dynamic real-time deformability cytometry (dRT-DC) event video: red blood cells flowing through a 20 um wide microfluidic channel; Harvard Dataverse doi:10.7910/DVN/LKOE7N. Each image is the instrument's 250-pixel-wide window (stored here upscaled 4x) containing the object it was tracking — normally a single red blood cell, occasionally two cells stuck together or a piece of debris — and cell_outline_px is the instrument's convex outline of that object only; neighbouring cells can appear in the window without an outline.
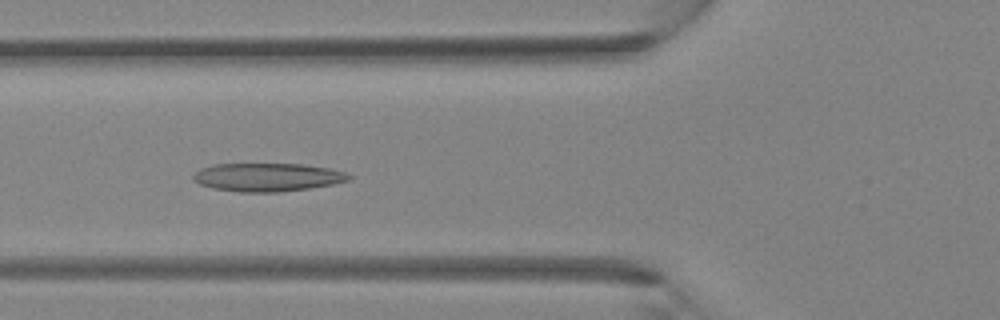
{"species": "Egyptian fruit bat (a non-hibernating species)", "species_latin": "Rousettus aegyptiacus", "temperature_condition": "room temperature", "stored_images_in_passage": 40, "camera_frame_rate_fps": 3000, "um_per_image_px": 0.085, "animal": {"sex": "female"}, "frame": {"image": 1, "passage_image": 15, "time_ms": 4.667, "image_size_px": [1000, 320], "cell_outline_px": [[352, 176], [348, 180], [332, 184], [308, 188], [280, 192], [240, 192], [212, 188], [200, 184], [192, 176], [200, 168], [212, 164], [304, 164], [328, 168], [344, 172]], "centroid_in_image_um": [22.71, 15.06], "position_along_channel_um": 103.1, "area_um2": 25.49}}
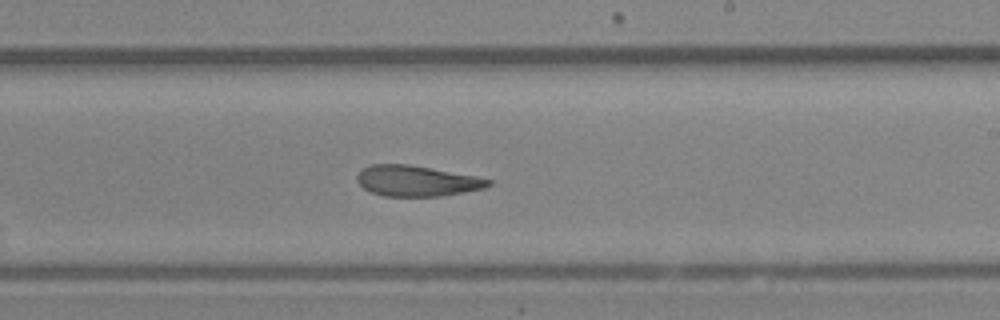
{"frame": {"image": 2, "passage_image": 24, "time_ms": 7.667, "image_size_px": [1000, 320], "cell_outline_px": [[492, 184], [484, 188], [464, 192], [440, 196], [384, 196], [372, 192], [364, 188], [356, 180], [356, 176], [364, 168], [372, 164], [408, 164], [472, 176], [492, 180]], "centroid_in_image_um": [35.39, 15.38], "position_along_channel_um": 253.6, "area_um2": 23.06}}
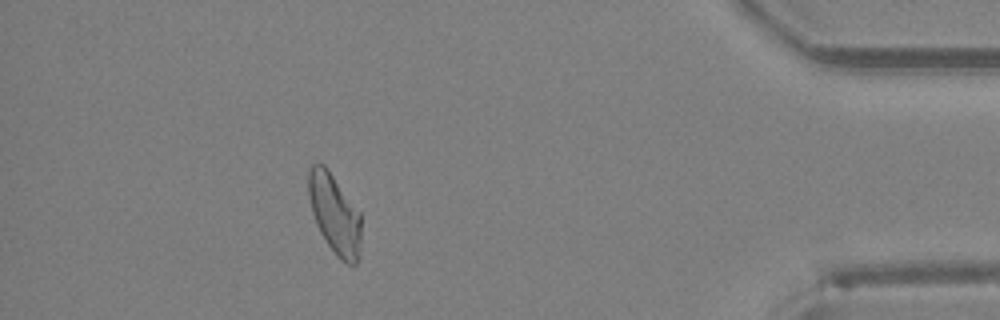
{"frame": {"image": 3, "passage_image": 36, "time_ms": 11.667, "image_size_px": [1000, 320], "cell_outline_px": [[360, 256], [356, 264], [348, 264], [340, 260], [336, 256], [320, 232], [316, 224], [312, 212], [308, 196], [308, 168], [312, 164], [324, 164], [328, 168], [360, 212]], "centroid_in_image_um": [28.43, 18.18], "position_along_channel_um": 406.8, "area_um2": 24.62}}